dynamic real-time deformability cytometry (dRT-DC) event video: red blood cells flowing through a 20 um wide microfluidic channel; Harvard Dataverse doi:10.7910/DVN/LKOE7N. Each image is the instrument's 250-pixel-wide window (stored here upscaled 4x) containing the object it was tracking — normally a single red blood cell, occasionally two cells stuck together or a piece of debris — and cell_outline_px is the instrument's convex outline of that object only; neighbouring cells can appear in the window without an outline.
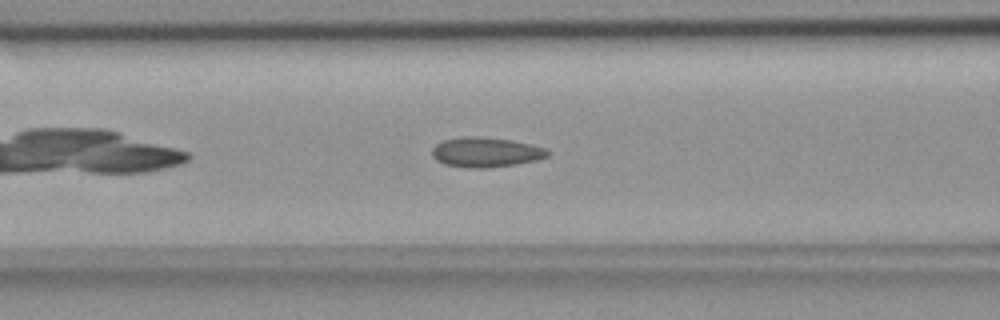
{"species": "common noctule bat (a hibernating species)", "species_latin": "Nyctalus noctula", "temperature_condition": "room temperature", "stored_images_in_passage": 39, "camera_frame_rate_fps": 3000, "um_per_image_px": 0.085, "animal": {"sex": "female", "body_mass_g": 18.4}, "frame": {"image": 1, "passage_image": 10, "time_ms": 3.0, "image_size_px": [1000, 320], "cell_outline_px": [[552, 152], [548, 156], [536, 160], [516, 164], [488, 168], [468, 168], [444, 164], [436, 160], [432, 156], [432, 148], [440, 140], [460, 136], [480, 136], [512, 140], [532, 144], [548, 148]], "centroid_in_image_um": [41.3, 12.92], "position_along_channel_um": 125.3, "area_um2": 20.58}}
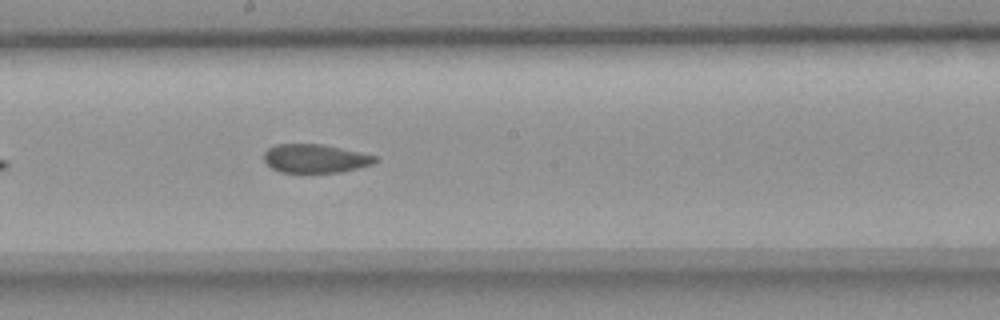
{"frame": {"image": 2, "passage_image": 18, "time_ms": 5.667, "image_size_px": [1000, 320], "cell_outline_px": [[380, 160], [372, 164], [340, 172], [280, 172], [272, 168], [264, 160], [264, 152], [268, 148], [276, 144], [320, 144], [340, 148], [376, 156]], "centroid_in_image_um": [26.77, 13.47], "position_along_channel_um": 221.4, "area_um2": 18.32}}
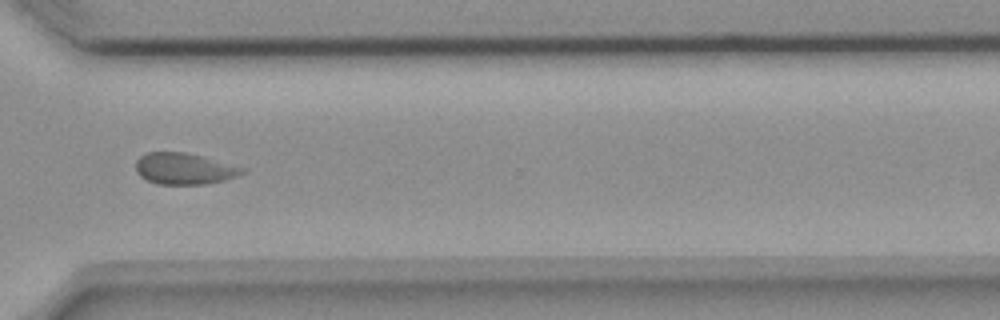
{"frame": {"image": 3, "passage_image": 29, "time_ms": 9.333, "image_size_px": [1000, 320], "cell_outline_px": [[248, 172], [224, 180], [204, 184], [156, 184], [140, 176], [136, 172], [136, 160], [140, 156], [148, 152], [184, 152], [248, 168]], "centroid_in_image_um": [15.68, 14.34], "position_along_channel_um": 354.9, "area_um2": 19.48}, "authors_computed_cell_mechanics": {"area_um2": 19.5364, "velocity_mm_per_s": 3.6224, "shape_relaxation_time_tau1_ms": null, "shape_relaxation_time_tau2_ms": 1.294, "deformation_change_tau1": null, "deformation_change_tau2": 0.0647}}